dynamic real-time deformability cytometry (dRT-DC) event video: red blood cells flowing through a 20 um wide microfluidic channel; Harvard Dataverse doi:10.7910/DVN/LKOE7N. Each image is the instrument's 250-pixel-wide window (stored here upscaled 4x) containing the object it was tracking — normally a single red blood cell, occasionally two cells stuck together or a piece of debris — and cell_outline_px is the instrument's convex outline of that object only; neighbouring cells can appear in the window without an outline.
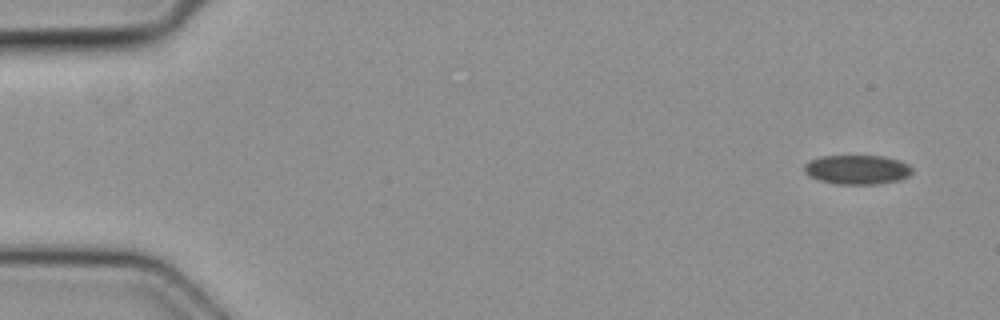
{"species": "common noctule bat (a hibernating species)", "species_latin": "Nyctalus noctula", "temperature_condition": "cold", "stored_images_in_passage": 5, "camera_frame_rate_fps": 3000, "um_per_image_px": 0.085, "animal": {"sex": "female", "body_mass_g": 19.3, "forearm_length_mm": 54.1}, "frame": {"image": 1, "passage_image": 1, "time_ms": 0.0, "image_size_px": [1000, 320], "cell_outline_px": [[912, 172], [908, 176], [900, 180], [880, 184], [836, 184], [820, 180], [808, 176], [804, 172], [804, 164], [808, 160], [820, 156], [884, 156], [900, 160], [908, 164], [912, 168]], "centroid_in_image_um": [72.85, 14.41], "position_along_channel_um": 12.2, "area_um2": 18.67}}
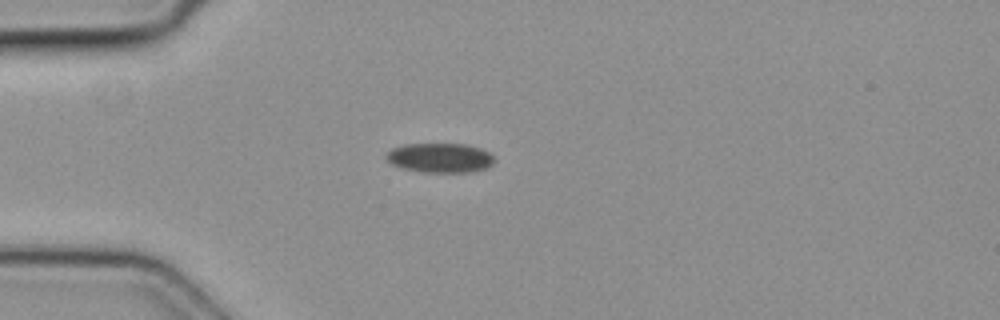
{"frame": {"image": 2, "passage_image": 4, "time_ms": 1.0, "image_size_px": [1000, 320], "cell_outline_px": [[492, 164], [488, 168], [468, 172], [424, 172], [400, 168], [392, 164], [384, 156], [392, 148], [404, 144], [468, 144], [480, 148], [488, 152], [492, 156]], "centroid_in_image_um": [37.37, 13.41], "position_along_channel_um": 47.6, "area_um2": 18.55}}